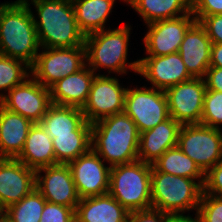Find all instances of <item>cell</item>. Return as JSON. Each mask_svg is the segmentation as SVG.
I'll return each mask as SVG.
<instances>
[{
	"instance_id": "6da1fadb",
	"label": "cell",
	"mask_w": 222,
	"mask_h": 222,
	"mask_svg": "<svg viewBox=\"0 0 222 222\" xmlns=\"http://www.w3.org/2000/svg\"><path fill=\"white\" fill-rule=\"evenodd\" d=\"M29 0L5 2L0 10V54L30 67L40 51Z\"/></svg>"
},
{
	"instance_id": "7a4b0ae2",
	"label": "cell",
	"mask_w": 222,
	"mask_h": 222,
	"mask_svg": "<svg viewBox=\"0 0 222 222\" xmlns=\"http://www.w3.org/2000/svg\"><path fill=\"white\" fill-rule=\"evenodd\" d=\"M91 125V148L110 167L138 160L140 132L125 112L105 117Z\"/></svg>"
},
{
	"instance_id": "3957f363",
	"label": "cell",
	"mask_w": 222,
	"mask_h": 222,
	"mask_svg": "<svg viewBox=\"0 0 222 222\" xmlns=\"http://www.w3.org/2000/svg\"><path fill=\"white\" fill-rule=\"evenodd\" d=\"M40 48L84 46L85 35L79 29L71 0H31Z\"/></svg>"
},
{
	"instance_id": "277c9868",
	"label": "cell",
	"mask_w": 222,
	"mask_h": 222,
	"mask_svg": "<svg viewBox=\"0 0 222 222\" xmlns=\"http://www.w3.org/2000/svg\"><path fill=\"white\" fill-rule=\"evenodd\" d=\"M130 27L126 24L85 36L86 65L94 72L105 68L108 73L122 75L127 74L129 69L138 74L139 59L127 64Z\"/></svg>"
},
{
	"instance_id": "5b68a950",
	"label": "cell",
	"mask_w": 222,
	"mask_h": 222,
	"mask_svg": "<svg viewBox=\"0 0 222 222\" xmlns=\"http://www.w3.org/2000/svg\"><path fill=\"white\" fill-rule=\"evenodd\" d=\"M151 170L141 160L111 167L108 193L128 212L151 209Z\"/></svg>"
},
{
	"instance_id": "8992f818",
	"label": "cell",
	"mask_w": 222,
	"mask_h": 222,
	"mask_svg": "<svg viewBox=\"0 0 222 222\" xmlns=\"http://www.w3.org/2000/svg\"><path fill=\"white\" fill-rule=\"evenodd\" d=\"M203 187L195 179L151 170L152 209L171 215L198 210Z\"/></svg>"
},
{
	"instance_id": "52a82bcc",
	"label": "cell",
	"mask_w": 222,
	"mask_h": 222,
	"mask_svg": "<svg viewBox=\"0 0 222 222\" xmlns=\"http://www.w3.org/2000/svg\"><path fill=\"white\" fill-rule=\"evenodd\" d=\"M44 49V50H43ZM86 66L85 46L42 48L30 67L31 76L46 88Z\"/></svg>"
},
{
	"instance_id": "ba28073f",
	"label": "cell",
	"mask_w": 222,
	"mask_h": 222,
	"mask_svg": "<svg viewBox=\"0 0 222 222\" xmlns=\"http://www.w3.org/2000/svg\"><path fill=\"white\" fill-rule=\"evenodd\" d=\"M177 146L206 173L222 160V130L202 124L182 125Z\"/></svg>"
},
{
	"instance_id": "9c48e42d",
	"label": "cell",
	"mask_w": 222,
	"mask_h": 222,
	"mask_svg": "<svg viewBox=\"0 0 222 222\" xmlns=\"http://www.w3.org/2000/svg\"><path fill=\"white\" fill-rule=\"evenodd\" d=\"M124 112L134 121L140 133L170 117L165 91L146 86L127 87Z\"/></svg>"
},
{
	"instance_id": "30bf717a",
	"label": "cell",
	"mask_w": 222,
	"mask_h": 222,
	"mask_svg": "<svg viewBox=\"0 0 222 222\" xmlns=\"http://www.w3.org/2000/svg\"><path fill=\"white\" fill-rule=\"evenodd\" d=\"M126 90L116 77L96 74L88 100L82 108L85 120L93 124L105 117L124 112Z\"/></svg>"
},
{
	"instance_id": "8fae6325",
	"label": "cell",
	"mask_w": 222,
	"mask_h": 222,
	"mask_svg": "<svg viewBox=\"0 0 222 222\" xmlns=\"http://www.w3.org/2000/svg\"><path fill=\"white\" fill-rule=\"evenodd\" d=\"M0 104L32 123H40L52 104L50 89L30 76L22 84L14 86L8 93H0Z\"/></svg>"
},
{
	"instance_id": "7c38bea8",
	"label": "cell",
	"mask_w": 222,
	"mask_h": 222,
	"mask_svg": "<svg viewBox=\"0 0 222 222\" xmlns=\"http://www.w3.org/2000/svg\"><path fill=\"white\" fill-rule=\"evenodd\" d=\"M206 85L202 78H191L165 90L169 115L181 125L200 124Z\"/></svg>"
},
{
	"instance_id": "4fadbf2b",
	"label": "cell",
	"mask_w": 222,
	"mask_h": 222,
	"mask_svg": "<svg viewBox=\"0 0 222 222\" xmlns=\"http://www.w3.org/2000/svg\"><path fill=\"white\" fill-rule=\"evenodd\" d=\"M67 165L80 199L108 193L111 167L92 148Z\"/></svg>"
},
{
	"instance_id": "5bb4252c",
	"label": "cell",
	"mask_w": 222,
	"mask_h": 222,
	"mask_svg": "<svg viewBox=\"0 0 222 222\" xmlns=\"http://www.w3.org/2000/svg\"><path fill=\"white\" fill-rule=\"evenodd\" d=\"M193 14L147 24L143 41L148 56H166L179 50L187 30L196 22Z\"/></svg>"
},
{
	"instance_id": "9a60e30c",
	"label": "cell",
	"mask_w": 222,
	"mask_h": 222,
	"mask_svg": "<svg viewBox=\"0 0 222 222\" xmlns=\"http://www.w3.org/2000/svg\"><path fill=\"white\" fill-rule=\"evenodd\" d=\"M44 172L45 175H41ZM35 188L46 201L76 209L80 202L72 173L67 164H57L36 170Z\"/></svg>"
},
{
	"instance_id": "2e32d148",
	"label": "cell",
	"mask_w": 222,
	"mask_h": 222,
	"mask_svg": "<svg viewBox=\"0 0 222 222\" xmlns=\"http://www.w3.org/2000/svg\"><path fill=\"white\" fill-rule=\"evenodd\" d=\"M36 171L21 161L0 158V207L4 211L35 189Z\"/></svg>"
},
{
	"instance_id": "e0dca14e",
	"label": "cell",
	"mask_w": 222,
	"mask_h": 222,
	"mask_svg": "<svg viewBox=\"0 0 222 222\" xmlns=\"http://www.w3.org/2000/svg\"><path fill=\"white\" fill-rule=\"evenodd\" d=\"M138 74L145 77L153 88L164 91L193 78L178 52L166 56H147L139 59Z\"/></svg>"
},
{
	"instance_id": "ac0fdd59",
	"label": "cell",
	"mask_w": 222,
	"mask_h": 222,
	"mask_svg": "<svg viewBox=\"0 0 222 222\" xmlns=\"http://www.w3.org/2000/svg\"><path fill=\"white\" fill-rule=\"evenodd\" d=\"M211 46L205 28L195 22L186 32L178 53L193 78H204L210 67Z\"/></svg>"
},
{
	"instance_id": "d6986e66",
	"label": "cell",
	"mask_w": 222,
	"mask_h": 222,
	"mask_svg": "<svg viewBox=\"0 0 222 222\" xmlns=\"http://www.w3.org/2000/svg\"><path fill=\"white\" fill-rule=\"evenodd\" d=\"M181 126L169 117L152 129L140 133L138 160L152 165L166 150L177 146Z\"/></svg>"
},
{
	"instance_id": "ffe728a7",
	"label": "cell",
	"mask_w": 222,
	"mask_h": 222,
	"mask_svg": "<svg viewBox=\"0 0 222 222\" xmlns=\"http://www.w3.org/2000/svg\"><path fill=\"white\" fill-rule=\"evenodd\" d=\"M96 74L86 65L78 72L60 79L49 88L51 103L83 108Z\"/></svg>"
},
{
	"instance_id": "44dd1931",
	"label": "cell",
	"mask_w": 222,
	"mask_h": 222,
	"mask_svg": "<svg viewBox=\"0 0 222 222\" xmlns=\"http://www.w3.org/2000/svg\"><path fill=\"white\" fill-rule=\"evenodd\" d=\"M33 124L0 104V158L16 159L20 155Z\"/></svg>"
},
{
	"instance_id": "7402d4cb",
	"label": "cell",
	"mask_w": 222,
	"mask_h": 222,
	"mask_svg": "<svg viewBox=\"0 0 222 222\" xmlns=\"http://www.w3.org/2000/svg\"><path fill=\"white\" fill-rule=\"evenodd\" d=\"M129 212L109 193L80 199L75 222H127Z\"/></svg>"
},
{
	"instance_id": "603a6c76",
	"label": "cell",
	"mask_w": 222,
	"mask_h": 222,
	"mask_svg": "<svg viewBox=\"0 0 222 222\" xmlns=\"http://www.w3.org/2000/svg\"><path fill=\"white\" fill-rule=\"evenodd\" d=\"M16 159L35 171L58 164L52 138L40 123L30 127L24 148Z\"/></svg>"
},
{
	"instance_id": "cb8c5ba5",
	"label": "cell",
	"mask_w": 222,
	"mask_h": 222,
	"mask_svg": "<svg viewBox=\"0 0 222 222\" xmlns=\"http://www.w3.org/2000/svg\"><path fill=\"white\" fill-rule=\"evenodd\" d=\"M92 125L86 120L71 134L52 138L56 162L68 164L91 149Z\"/></svg>"
},
{
	"instance_id": "d4e9b609",
	"label": "cell",
	"mask_w": 222,
	"mask_h": 222,
	"mask_svg": "<svg viewBox=\"0 0 222 222\" xmlns=\"http://www.w3.org/2000/svg\"><path fill=\"white\" fill-rule=\"evenodd\" d=\"M141 16L146 24L177 18L191 13V0H123Z\"/></svg>"
},
{
	"instance_id": "484cf974",
	"label": "cell",
	"mask_w": 222,
	"mask_h": 222,
	"mask_svg": "<svg viewBox=\"0 0 222 222\" xmlns=\"http://www.w3.org/2000/svg\"><path fill=\"white\" fill-rule=\"evenodd\" d=\"M81 32L87 36L105 29L115 0H71Z\"/></svg>"
},
{
	"instance_id": "4316f807",
	"label": "cell",
	"mask_w": 222,
	"mask_h": 222,
	"mask_svg": "<svg viewBox=\"0 0 222 222\" xmlns=\"http://www.w3.org/2000/svg\"><path fill=\"white\" fill-rule=\"evenodd\" d=\"M84 121L82 108L51 104L40 124L54 138L55 135L71 134Z\"/></svg>"
},
{
	"instance_id": "83f0119b",
	"label": "cell",
	"mask_w": 222,
	"mask_h": 222,
	"mask_svg": "<svg viewBox=\"0 0 222 222\" xmlns=\"http://www.w3.org/2000/svg\"><path fill=\"white\" fill-rule=\"evenodd\" d=\"M152 166L158 172L198 180L203 187L205 173L178 146L166 150Z\"/></svg>"
},
{
	"instance_id": "f1b7e54d",
	"label": "cell",
	"mask_w": 222,
	"mask_h": 222,
	"mask_svg": "<svg viewBox=\"0 0 222 222\" xmlns=\"http://www.w3.org/2000/svg\"><path fill=\"white\" fill-rule=\"evenodd\" d=\"M46 199L35 188L18 203L4 210L10 222H40Z\"/></svg>"
},
{
	"instance_id": "f546056e",
	"label": "cell",
	"mask_w": 222,
	"mask_h": 222,
	"mask_svg": "<svg viewBox=\"0 0 222 222\" xmlns=\"http://www.w3.org/2000/svg\"><path fill=\"white\" fill-rule=\"evenodd\" d=\"M30 71L24 61L0 54V91L8 93L14 86L22 84L31 76Z\"/></svg>"
},
{
	"instance_id": "4dcf8cb0",
	"label": "cell",
	"mask_w": 222,
	"mask_h": 222,
	"mask_svg": "<svg viewBox=\"0 0 222 222\" xmlns=\"http://www.w3.org/2000/svg\"><path fill=\"white\" fill-rule=\"evenodd\" d=\"M200 124L221 129L222 124V92L206 90Z\"/></svg>"
},
{
	"instance_id": "1f68e13d",
	"label": "cell",
	"mask_w": 222,
	"mask_h": 222,
	"mask_svg": "<svg viewBox=\"0 0 222 222\" xmlns=\"http://www.w3.org/2000/svg\"><path fill=\"white\" fill-rule=\"evenodd\" d=\"M197 214L202 222H222V197L202 193Z\"/></svg>"
},
{
	"instance_id": "d6a6232c",
	"label": "cell",
	"mask_w": 222,
	"mask_h": 222,
	"mask_svg": "<svg viewBox=\"0 0 222 222\" xmlns=\"http://www.w3.org/2000/svg\"><path fill=\"white\" fill-rule=\"evenodd\" d=\"M40 222H75V210L46 201Z\"/></svg>"
},
{
	"instance_id": "836d02e7",
	"label": "cell",
	"mask_w": 222,
	"mask_h": 222,
	"mask_svg": "<svg viewBox=\"0 0 222 222\" xmlns=\"http://www.w3.org/2000/svg\"><path fill=\"white\" fill-rule=\"evenodd\" d=\"M202 193L222 197V160L205 173Z\"/></svg>"
},
{
	"instance_id": "e575fe53",
	"label": "cell",
	"mask_w": 222,
	"mask_h": 222,
	"mask_svg": "<svg viewBox=\"0 0 222 222\" xmlns=\"http://www.w3.org/2000/svg\"><path fill=\"white\" fill-rule=\"evenodd\" d=\"M191 13L197 22L205 16L222 14V0H191Z\"/></svg>"
},
{
	"instance_id": "d590c367",
	"label": "cell",
	"mask_w": 222,
	"mask_h": 222,
	"mask_svg": "<svg viewBox=\"0 0 222 222\" xmlns=\"http://www.w3.org/2000/svg\"><path fill=\"white\" fill-rule=\"evenodd\" d=\"M199 23L205 28L212 44H222V14L205 16Z\"/></svg>"
},
{
	"instance_id": "8d00e7d4",
	"label": "cell",
	"mask_w": 222,
	"mask_h": 222,
	"mask_svg": "<svg viewBox=\"0 0 222 222\" xmlns=\"http://www.w3.org/2000/svg\"><path fill=\"white\" fill-rule=\"evenodd\" d=\"M127 222H169V214L149 209L129 212Z\"/></svg>"
},
{
	"instance_id": "74e56055",
	"label": "cell",
	"mask_w": 222,
	"mask_h": 222,
	"mask_svg": "<svg viewBox=\"0 0 222 222\" xmlns=\"http://www.w3.org/2000/svg\"><path fill=\"white\" fill-rule=\"evenodd\" d=\"M203 79L206 90L222 92V68L209 67Z\"/></svg>"
},
{
	"instance_id": "f35d334b",
	"label": "cell",
	"mask_w": 222,
	"mask_h": 222,
	"mask_svg": "<svg viewBox=\"0 0 222 222\" xmlns=\"http://www.w3.org/2000/svg\"><path fill=\"white\" fill-rule=\"evenodd\" d=\"M210 67L222 68V44H212Z\"/></svg>"
},
{
	"instance_id": "ab89813d",
	"label": "cell",
	"mask_w": 222,
	"mask_h": 222,
	"mask_svg": "<svg viewBox=\"0 0 222 222\" xmlns=\"http://www.w3.org/2000/svg\"><path fill=\"white\" fill-rule=\"evenodd\" d=\"M196 216L194 218L191 217V215H171L169 214V222H202L199 215L195 213Z\"/></svg>"
},
{
	"instance_id": "60d3db41",
	"label": "cell",
	"mask_w": 222,
	"mask_h": 222,
	"mask_svg": "<svg viewBox=\"0 0 222 222\" xmlns=\"http://www.w3.org/2000/svg\"><path fill=\"white\" fill-rule=\"evenodd\" d=\"M0 222H10V220L4 214H2L0 216Z\"/></svg>"
},
{
	"instance_id": "b9f144b4",
	"label": "cell",
	"mask_w": 222,
	"mask_h": 222,
	"mask_svg": "<svg viewBox=\"0 0 222 222\" xmlns=\"http://www.w3.org/2000/svg\"><path fill=\"white\" fill-rule=\"evenodd\" d=\"M3 210H2V208L0 207V216L3 214Z\"/></svg>"
}]
</instances>
